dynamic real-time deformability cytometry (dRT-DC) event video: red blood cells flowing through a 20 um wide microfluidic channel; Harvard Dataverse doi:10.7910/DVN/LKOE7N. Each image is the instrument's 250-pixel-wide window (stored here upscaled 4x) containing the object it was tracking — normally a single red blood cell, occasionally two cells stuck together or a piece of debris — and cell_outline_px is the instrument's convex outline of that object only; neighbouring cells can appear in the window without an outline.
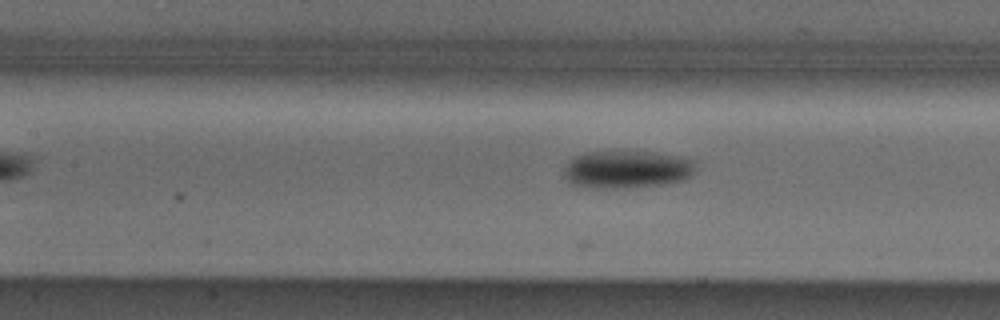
{"species": "Egyptian fruit bat (a non-hibernating species)", "species_latin": "Rousettus aegyptiacus", "temperature_condition": "cold", "stored_images_in_passage": 9, "camera_frame_rate_fps": 3000, "um_per_image_px": 0.085, "animal": {"sex": "male"}, "frame": {"image": 1, "passage_image": 7, "time_ms": 2.0, "image_size_px": [1000, 320], "cell_outline_px": [[696, 172], [692, 176], [684, 180], [664, 184], [624, 188], [584, 188], [572, 184], [568, 180], [564, 172], [564, 164], [572, 156], [584, 152], [624, 148], [656, 152], [684, 156], [696, 160]], "centroid_in_image_um": [53.3, 14.34], "position_along_channel_um": 154.1, "area_um2": 30.69}}